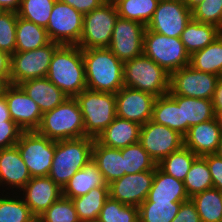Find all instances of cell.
<instances>
[{
	"label": "cell",
	"mask_w": 222,
	"mask_h": 222,
	"mask_svg": "<svg viewBox=\"0 0 222 222\" xmlns=\"http://www.w3.org/2000/svg\"><path fill=\"white\" fill-rule=\"evenodd\" d=\"M68 97H76L87 88L83 49L61 44L54 52L46 76Z\"/></svg>",
	"instance_id": "6da1fadb"
},
{
	"label": "cell",
	"mask_w": 222,
	"mask_h": 222,
	"mask_svg": "<svg viewBox=\"0 0 222 222\" xmlns=\"http://www.w3.org/2000/svg\"><path fill=\"white\" fill-rule=\"evenodd\" d=\"M87 89L117 93L124 86V62L109 48L83 49Z\"/></svg>",
	"instance_id": "7a4b0ae2"
},
{
	"label": "cell",
	"mask_w": 222,
	"mask_h": 222,
	"mask_svg": "<svg viewBox=\"0 0 222 222\" xmlns=\"http://www.w3.org/2000/svg\"><path fill=\"white\" fill-rule=\"evenodd\" d=\"M94 138L55 141V154L48 176L63 189L71 177L92 160Z\"/></svg>",
	"instance_id": "3957f363"
},
{
	"label": "cell",
	"mask_w": 222,
	"mask_h": 222,
	"mask_svg": "<svg viewBox=\"0 0 222 222\" xmlns=\"http://www.w3.org/2000/svg\"><path fill=\"white\" fill-rule=\"evenodd\" d=\"M36 131L54 141L85 137L83 117L77 99L67 97L60 105L45 112Z\"/></svg>",
	"instance_id": "277c9868"
},
{
	"label": "cell",
	"mask_w": 222,
	"mask_h": 222,
	"mask_svg": "<svg viewBox=\"0 0 222 222\" xmlns=\"http://www.w3.org/2000/svg\"><path fill=\"white\" fill-rule=\"evenodd\" d=\"M123 77L124 86L156 97L169 92L170 74L144 54L124 62Z\"/></svg>",
	"instance_id": "5b68a950"
},
{
	"label": "cell",
	"mask_w": 222,
	"mask_h": 222,
	"mask_svg": "<svg viewBox=\"0 0 222 222\" xmlns=\"http://www.w3.org/2000/svg\"><path fill=\"white\" fill-rule=\"evenodd\" d=\"M79 103L85 135L96 139L117 117L115 93L85 89L75 97Z\"/></svg>",
	"instance_id": "8992f818"
},
{
	"label": "cell",
	"mask_w": 222,
	"mask_h": 222,
	"mask_svg": "<svg viewBox=\"0 0 222 222\" xmlns=\"http://www.w3.org/2000/svg\"><path fill=\"white\" fill-rule=\"evenodd\" d=\"M143 54L169 74L190 65V55L180 38L168 37L149 29L144 33Z\"/></svg>",
	"instance_id": "52a82bcc"
},
{
	"label": "cell",
	"mask_w": 222,
	"mask_h": 222,
	"mask_svg": "<svg viewBox=\"0 0 222 222\" xmlns=\"http://www.w3.org/2000/svg\"><path fill=\"white\" fill-rule=\"evenodd\" d=\"M60 45L51 41L31 51L14 52L11 55L9 83L19 85L26 80L46 77L52 56Z\"/></svg>",
	"instance_id": "ba28073f"
},
{
	"label": "cell",
	"mask_w": 222,
	"mask_h": 222,
	"mask_svg": "<svg viewBox=\"0 0 222 222\" xmlns=\"http://www.w3.org/2000/svg\"><path fill=\"white\" fill-rule=\"evenodd\" d=\"M31 177L48 176L55 154V141L36 130L23 131L15 145Z\"/></svg>",
	"instance_id": "9c48e42d"
},
{
	"label": "cell",
	"mask_w": 222,
	"mask_h": 222,
	"mask_svg": "<svg viewBox=\"0 0 222 222\" xmlns=\"http://www.w3.org/2000/svg\"><path fill=\"white\" fill-rule=\"evenodd\" d=\"M117 18L116 6L106 3L84 14L83 30L78 46L81 49L108 48Z\"/></svg>",
	"instance_id": "30bf717a"
},
{
	"label": "cell",
	"mask_w": 222,
	"mask_h": 222,
	"mask_svg": "<svg viewBox=\"0 0 222 222\" xmlns=\"http://www.w3.org/2000/svg\"><path fill=\"white\" fill-rule=\"evenodd\" d=\"M84 15L72 6L56 0L45 28L51 41L78 45L83 30Z\"/></svg>",
	"instance_id": "8fae6325"
},
{
	"label": "cell",
	"mask_w": 222,
	"mask_h": 222,
	"mask_svg": "<svg viewBox=\"0 0 222 222\" xmlns=\"http://www.w3.org/2000/svg\"><path fill=\"white\" fill-rule=\"evenodd\" d=\"M219 78L188 65L170 74L168 95L211 100Z\"/></svg>",
	"instance_id": "7c38bea8"
},
{
	"label": "cell",
	"mask_w": 222,
	"mask_h": 222,
	"mask_svg": "<svg viewBox=\"0 0 222 222\" xmlns=\"http://www.w3.org/2000/svg\"><path fill=\"white\" fill-rule=\"evenodd\" d=\"M191 19L192 11L184 0H160L146 29L168 37L180 38Z\"/></svg>",
	"instance_id": "4fadbf2b"
},
{
	"label": "cell",
	"mask_w": 222,
	"mask_h": 222,
	"mask_svg": "<svg viewBox=\"0 0 222 222\" xmlns=\"http://www.w3.org/2000/svg\"><path fill=\"white\" fill-rule=\"evenodd\" d=\"M139 143L159 164L166 156L184 145V138L177 131L149 120L141 125Z\"/></svg>",
	"instance_id": "5bb4252c"
},
{
	"label": "cell",
	"mask_w": 222,
	"mask_h": 222,
	"mask_svg": "<svg viewBox=\"0 0 222 222\" xmlns=\"http://www.w3.org/2000/svg\"><path fill=\"white\" fill-rule=\"evenodd\" d=\"M146 26L134 20L118 16L108 48L125 62L143 54V38Z\"/></svg>",
	"instance_id": "9a60e30c"
},
{
	"label": "cell",
	"mask_w": 222,
	"mask_h": 222,
	"mask_svg": "<svg viewBox=\"0 0 222 222\" xmlns=\"http://www.w3.org/2000/svg\"><path fill=\"white\" fill-rule=\"evenodd\" d=\"M154 180V170L124 174L109 185V196L125 205L139 207L146 199Z\"/></svg>",
	"instance_id": "2e32d148"
},
{
	"label": "cell",
	"mask_w": 222,
	"mask_h": 222,
	"mask_svg": "<svg viewBox=\"0 0 222 222\" xmlns=\"http://www.w3.org/2000/svg\"><path fill=\"white\" fill-rule=\"evenodd\" d=\"M10 116L22 130H36L42 119L38 104L31 99L20 85L9 84L3 94Z\"/></svg>",
	"instance_id": "e0dca14e"
},
{
	"label": "cell",
	"mask_w": 222,
	"mask_h": 222,
	"mask_svg": "<svg viewBox=\"0 0 222 222\" xmlns=\"http://www.w3.org/2000/svg\"><path fill=\"white\" fill-rule=\"evenodd\" d=\"M116 115L144 125L151 120L156 96L123 86L116 94Z\"/></svg>",
	"instance_id": "ac0fdd59"
},
{
	"label": "cell",
	"mask_w": 222,
	"mask_h": 222,
	"mask_svg": "<svg viewBox=\"0 0 222 222\" xmlns=\"http://www.w3.org/2000/svg\"><path fill=\"white\" fill-rule=\"evenodd\" d=\"M19 194L37 219L62 196V189L49 176L32 177Z\"/></svg>",
	"instance_id": "d6986e66"
},
{
	"label": "cell",
	"mask_w": 222,
	"mask_h": 222,
	"mask_svg": "<svg viewBox=\"0 0 222 222\" xmlns=\"http://www.w3.org/2000/svg\"><path fill=\"white\" fill-rule=\"evenodd\" d=\"M183 138L184 146L197 156L216 154L222 138V128L218 118L190 127Z\"/></svg>",
	"instance_id": "ffe728a7"
},
{
	"label": "cell",
	"mask_w": 222,
	"mask_h": 222,
	"mask_svg": "<svg viewBox=\"0 0 222 222\" xmlns=\"http://www.w3.org/2000/svg\"><path fill=\"white\" fill-rule=\"evenodd\" d=\"M31 178L27 165L21 158L16 146L0 150V188L6 186L5 190L8 189L10 191L11 189L12 191L15 189L10 193H16V191L19 192Z\"/></svg>",
	"instance_id": "44dd1931"
},
{
	"label": "cell",
	"mask_w": 222,
	"mask_h": 222,
	"mask_svg": "<svg viewBox=\"0 0 222 222\" xmlns=\"http://www.w3.org/2000/svg\"><path fill=\"white\" fill-rule=\"evenodd\" d=\"M189 199L184 182L166 174L157 166L154 170L152 187L143 203H155V201L184 202Z\"/></svg>",
	"instance_id": "7402d4cb"
},
{
	"label": "cell",
	"mask_w": 222,
	"mask_h": 222,
	"mask_svg": "<svg viewBox=\"0 0 222 222\" xmlns=\"http://www.w3.org/2000/svg\"><path fill=\"white\" fill-rule=\"evenodd\" d=\"M140 130L138 123L116 117L95 140L107 147L122 149L139 142Z\"/></svg>",
	"instance_id": "603a6c76"
},
{
	"label": "cell",
	"mask_w": 222,
	"mask_h": 222,
	"mask_svg": "<svg viewBox=\"0 0 222 222\" xmlns=\"http://www.w3.org/2000/svg\"><path fill=\"white\" fill-rule=\"evenodd\" d=\"M19 85L38 104L42 114L51 111L68 97L46 77L26 80Z\"/></svg>",
	"instance_id": "cb8c5ba5"
},
{
	"label": "cell",
	"mask_w": 222,
	"mask_h": 222,
	"mask_svg": "<svg viewBox=\"0 0 222 222\" xmlns=\"http://www.w3.org/2000/svg\"><path fill=\"white\" fill-rule=\"evenodd\" d=\"M181 107L184 136L190 127L216 118L212 100L169 95Z\"/></svg>",
	"instance_id": "d4e9b609"
},
{
	"label": "cell",
	"mask_w": 222,
	"mask_h": 222,
	"mask_svg": "<svg viewBox=\"0 0 222 222\" xmlns=\"http://www.w3.org/2000/svg\"><path fill=\"white\" fill-rule=\"evenodd\" d=\"M92 161L102 173L107 184L121 178L125 174L121 149L110 148L94 140Z\"/></svg>",
	"instance_id": "484cf974"
},
{
	"label": "cell",
	"mask_w": 222,
	"mask_h": 222,
	"mask_svg": "<svg viewBox=\"0 0 222 222\" xmlns=\"http://www.w3.org/2000/svg\"><path fill=\"white\" fill-rule=\"evenodd\" d=\"M108 185L96 164L90 160L77 171L62 189V195L69 199L87 194L91 189Z\"/></svg>",
	"instance_id": "4316f807"
},
{
	"label": "cell",
	"mask_w": 222,
	"mask_h": 222,
	"mask_svg": "<svg viewBox=\"0 0 222 222\" xmlns=\"http://www.w3.org/2000/svg\"><path fill=\"white\" fill-rule=\"evenodd\" d=\"M221 33L222 30L215 25L191 19L181 33L180 39L191 56L194 52L211 44Z\"/></svg>",
	"instance_id": "83f0119b"
},
{
	"label": "cell",
	"mask_w": 222,
	"mask_h": 222,
	"mask_svg": "<svg viewBox=\"0 0 222 222\" xmlns=\"http://www.w3.org/2000/svg\"><path fill=\"white\" fill-rule=\"evenodd\" d=\"M51 42L46 29L18 16L15 52L31 51Z\"/></svg>",
	"instance_id": "f1b7e54d"
},
{
	"label": "cell",
	"mask_w": 222,
	"mask_h": 222,
	"mask_svg": "<svg viewBox=\"0 0 222 222\" xmlns=\"http://www.w3.org/2000/svg\"><path fill=\"white\" fill-rule=\"evenodd\" d=\"M108 197L109 185H103L71 200L81 222H97L101 209Z\"/></svg>",
	"instance_id": "f546056e"
},
{
	"label": "cell",
	"mask_w": 222,
	"mask_h": 222,
	"mask_svg": "<svg viewBox=\"0 0 222 222\" xmlns=\"http://www.w3.org/2000/svg\"><path fill=\"white\" fill-rule=\"evenodd\" d=\"M190 65L198 71L222 77V33L211 44L194 52Z\"/></svg>",
	"instance_id": "4dcf8cb0"
},
{
	"label": "cell",
	"mask_w": 222,
	"mask_h": 222,
	"mask_svg": "<svg viewBox=\"0 0 222 222\" xmlns=\"http://www.w3.org/2000/svg\"><path fill=\"white\" fill-rule=\"evenodd\" d=\"M151 120L177 131L184 137L181 107L168 94L156 97Z\"/></svg>",
	"instance_id": "1f68e13d"
},
{
	"label": "cell",
	"mask_w": 222,
	"mask_h": 222,
	"mask_svg": "<svg viewBox=\"0 0 222 222\" xmlns=\"http://www.w3.org/2000/svg\"><path fill=\"white\" fill-rule=\"evenodd\" d=\"M201 222H222V192L216 188L204 190L190 198Z\"/></svg>",
	"instance_id": "d6a6232c"
},
{
	"label": "cell",
	"mask_w": 222,
	"mask_h": 222,
	"mask_svg": "<svg viewBox=\"0 0 222 222\" xmlns=\"http://www.w3.org/2000/svg\"><path fill=\"white\" fill-rule=\"evenodd\" d=\"M0 195V222H36L37 219L32 215L29 207L24 202L18 192L9 195ZM1 191V189H0ZM15 194V195H14ZM7 196V197H6Z\"/></svg>",
	"instance_id": "836d02e7"
},
{
	"label": "cell",
	"mask_w": 222,
	"mask_h": 222,
	"mask_svg": "<svg viewBox=\"0 0 222 222\" xmlns=\"http://www.w3.org/2000/svg\"><path fill=\"white\" fill-rule=\"evenodd\" d=\"M198 156L184 145L166 156L157 166L166 174L184 181L194 160Z\"/></svg>",
	"instance_id": "e575fe53"
},
{
	"label": "cell",
	"mask_w": 222,
	"mask_h": 222,
	"mask_svg": "<svg viewBox=\"0 0 222 222\" xmlns=\"http://www.w3.org/2000/svg\"><path fill=\"white\" fill-rule=\"evenodd\" d=\"M160 0H120L115 6L118 16L147 25Z\"/></svg>",
	"instance_id": "d590c367"
},
{
	"label": "cell",
	"mask_w": 222,
	"mask_h": 222,
	"mask_svg": "<svg viewBox=\"0 0 222 222\" xmlns=\"http://www.w3.org/2000/svg\"><path fill=\"white\" fill-rule=\"evenodd\" d=\"M183 182L189 198L204 190L213 188L207 161L202 156H198L194 160Z\"/></svg>",
	"instance_id": "8d00e7d4"
},
{
	"label": "cell",
	"mask_w": 222,
	"mask_h": 222,
	"mask_svg": "<svg viewBox=\"0 0 222 222\" xmlns=\"http://www.w3.org/2000/svg\"><path fill=\"white\" fill-rule=\"evenodd\" d=\"M182 202L155 201L139 206V222H172Z\"/></svg>",
	"instance_id": "74e56055"
},
{
	"label": "cell",
	"mask_w": 222,
	"mask_h": 222,
	"mask_svg": "<svg viewBox=\"0 0 222 222\" xmlns=\"http://www.w3.org/2000/svg\"><path fill=\"white\" fill-rule=\"evenodd\" d=\"M121 153L124 159L125 174L155 170L157 167V163L139 142L122 148Z\"/></svg>",
	"instance_id": "f35d334b"
},
{
	"label": "cell",
	"mask_w": 222,
	"mask_h": 222,
	"mask_svg": "<svg viewBox=\"0 0 222 222\" xmlns=\"http://www.w3.org/2000/svg\"><path fill=\"white\" fill-rule=\"evenodd\" d=\"M97 222H139V207L125 205L109 196Z\"/></svg>",
	"instance_id": "ab89813d"
},
{
	"label": "cell",
	"mask_w": 222,
	"mask_h": 222,
	"mask_svg": "<svg viewBox=\"0 0 222 222\" xmlns=\"http://www.w3.org/2000/svg\"><path fill=\"white\" fill-rule=\"evenodd\" d=\"M55 2L56 0H21L17 15L46 28Z\"/></svg>",
	"instance_id": "60d3db41"
},
{
	"label": "cell",
	"mask_w": 222,
	"mask_h": 222,
	"mask_svg": "<svg viewBox=\"0 0 222 222\" xmlns=\"http://www.w3.org/2000/svg\"><path fill=\"white\" fill-rule=\"evenodd\" d=\"M36 222H81L74 203L63 195L54 202Z\"/></svg>",
	"instance_id": "b9f144b4"
},
{
	"label": "cell",
	"mask_w": 222,
	"mask_h": 222,
	"mask_svg": "<svg viewBox=\"0 0 222 222\" xmlns=\"http://www.w3.org/2000/svg\"><path fill=\"white\" fill-rule=\"evenodd\" d=\"M17 12L0 11V50L12 55L16 47Z\"/></svg>",
	"instance_id": "7bdbcfd3"
},
{
	"label": "cell",
	"mask_w": 222,
	"mask_h": 222,
	"mask_svg": "<svg viewBox=\"0 0 222 222\" xmlns=\"http://www.w3.org/2000/svg\"><path fill=\"white\" fill-rule=\"evenodd\" d=\"M192 19L222 30V0H204L192 10Z\"/></svg>",
	"instance_id": "ee69618b"
},
{
	"label": "cell",
	"mask_w": 222,
	"mask_h": 222,
	"mask_svg": "<svg viewBox=\"0 0 222 222\" xmlns=\"http://www.w3.org/2000/svg\"><path fill=\"white\" fill-rule=\"evenodd\" d=\"M23 131L14 121L0 122V150L15 146Z\"/></svg>",
	"instance_id": "f6af8a7d"
},
{
	"label": "cell",
	"mask_w": 222,
	"mask_h": 222,
	"mask_svg": "<svg viewBox=\"0 0 222 222\" xmlns=\"http://www.w3.org/2000/svg\"><path fill=\"white\" fill-rule=\"evenodd\" d=\"M202 157L207 161L212 177L213 188L222 192V158L217 154H208Z\"/></svg>",
	"instance_id": "bcb514c9"
},
{
	"label": "cell",
	"mask_w": 222,
	"mask_h": 222,
	"mask_svg": "<svg viewBox=\"0 0 222 222\" xmlns=\"http://www.w3.org/2000/svg\"><path fill=\"white\" fill-rule=\"evenodd\" d=\"M172 222H201L200 216L191 199L182 202L180 209Z\"/></svg>",
	"instance_id": "7dc6e473"
},
{
	"label": "cell",
	"mask_w": 222,
	"mask_h": 222,
	"mask_svg": "<svg viewBox=\"0 0 222 222\" xmlns=\"http://www.w3.org/2000/svg\"><path fill=\"white\" fill-rule=\"evenodd\" d=\"M73 8H75L80 13L87 14L94 9L100 7L103 4V0H60Z\"/></svg>",
	"instance_id": "c3c4849f"
},
{
	"label": "cell",
	"mask_w": 222,
	"mask_h": 222,
	"mask_svg": "<svg viewBox=\"0 0 222 222\" xmlns=\"http://www.w3.org/2000/svg\"><path fill=\"white\" fill-rule=\"evenodd\" d=\"M211 100L217 116L222 111V77H220L216 83L215 92Z\"/></svg>",
	"instance_id": "681fc988"
},
{
	"label": "cell",
	"mask_w": 222,
	"mask_h": 222,
	"mask_svg": "<svg viewBox=\"0 0 222 222\" xmlns=\"http://www.w3.org/2000/svg\"><path fill=\"white\" fill-rule=\"evenodd\" d=\"M11 55L0 50V76H3L8 82L10 79Z\"/></svg>",
	"instance_id": "f907efd6"
},
{
	"label": "cell",
	"mask_w": 222,
	"mask_h": 222,
	"mask_svg": "<svg viewBox=\"0 0 222 222\" xmlns=\"http://www.w3.org/2000/svg\"><path fill=\"white\" fill-rule=\"evenodd\" d=\"M21 4V0H0V10L17 12Z\"/></svg>",
	"instance_id": "816d5d0a"
},
{
	"label": "cell",
	"mask_w": 222,
	"mask_h": 222,
	"mask_svg": "<svg viewBox=\"0 0 222 222\" xmlns=\"http://www.w3.org/2000/svg\"><path fill=\"white\" fill-rule=\"evenodd\" d=\"M12 121L4 95L0 96V122Z\"/></svg>",
	"instance_id": "f5cc1de1"
},
{
	"label": "cell",
	"mask_w": 222,
	"mask_h": 222,
	"mask_svg": "<svg viewBox=\"0 0 222 222\" xmlns=\"http://www.w3.org/2000/svg\"><path fill=\"white\" fill-rule=\"evenodd\" d=\"M204 0H184V3L192 11L197 5H199Z\"/></svg>",
	"instance_id": "db71d44e"
},
{
	"label": "cell",
	"mask_w": 222,
	"mask_h": 222,
	"mask_svg": "<svg viewBox=\"0 0 222 222\" xmlns=\"http://www.w3.org/2000/svg\"><path fill=\"white\" fill-rule=\"evenodd\" d=\"M9 84L10 83L3 76H0V96L5 93V90Z\"/></svg>",
	"instance_id": "11a10c76"
},
{
	"label": "cell",
	"mask_w": 222,
	"mask_h": 222,
	"mask_svg": "<svg viewBox=\"0 0 222 222\" xmlns=\"http://www.w3.org/2000/svg\"><path fill=\"white\" fill-rule=\"evenodd\" d=\"M216 154H217L220 158H222V138H221V141H220V143H219V147H218V150H217Z\"/></svg>",
	"instance_id": "9f6ffc18"
},
{
	"label": "cell",
	"mask_w": 222,
	"mask_h": 222,
	"mask_svg": "<svg viewBox=\"0 0 222 222\" xmlns=\"http://www.w3.org/2000/svg\"><path fill=\"white\" fill-rule=\"evenodd\" d=\"M120 0H103V3L116 5Z\"/></svg>",
	"instance_id": "6f0895ef"
},
{
	"label": "cell",
	"mask_w": 222,
	"mask_h": 222,
	"mask_svg": "<svg viewBox=\"0 0 222 222\" xmlns=\"http://www.w3.org/2000/svg\"><path fill=\"white\" fill-rule=\"evenodd\" d=\"M216 117L218 118L220 127L222 128V111Z\"/></svg>",
	"instance_id": "680465c9"
}]
</instances>
